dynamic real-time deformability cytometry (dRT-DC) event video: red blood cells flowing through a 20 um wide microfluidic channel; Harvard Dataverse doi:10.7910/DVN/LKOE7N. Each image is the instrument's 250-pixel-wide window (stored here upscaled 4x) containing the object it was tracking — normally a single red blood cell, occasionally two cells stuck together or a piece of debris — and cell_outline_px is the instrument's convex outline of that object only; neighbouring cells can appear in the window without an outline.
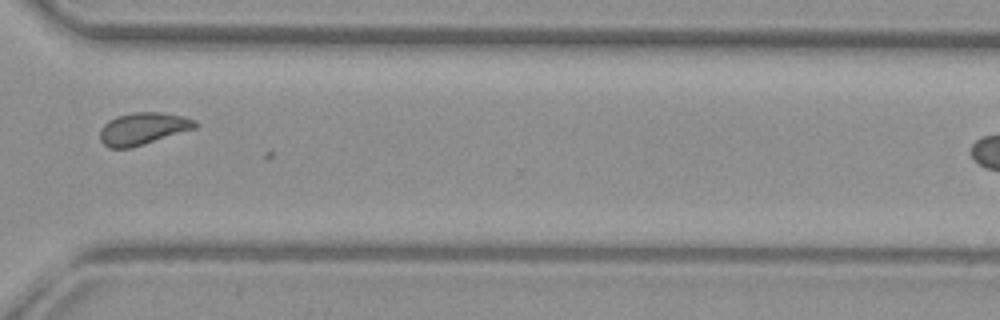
{"species": "common noctule bat (a hibernating species)", "species_latin": "Nyctalus noctula", "temperature_condition": "warm", "stored_images_in_passage": 28, "segment_of_instrument_passage": [1, 2], "camera_frame_rate_fps": 3000, "um_per_image_px": 0.085, "animal": {"sex": "female", "body_mass_g": 29.2, "forearm_length_mm": 56.3}, "frame": {"image": 1, "passage_image": 25, "time_ms": 8.0, "image_size_px": [1000, 320], "cell_outline_px": [[200, 124], [196, 128], [132, 148], [108, 148], [100, 140], [100, 128], [108, 120], [116, 116], [132, 112], [164, 112], [184, 116], [196, 120]], "centroid_in_image_um": [12.17, 10.92], "position_along_channel_um": 358.4, "area_um2": 18.15}}